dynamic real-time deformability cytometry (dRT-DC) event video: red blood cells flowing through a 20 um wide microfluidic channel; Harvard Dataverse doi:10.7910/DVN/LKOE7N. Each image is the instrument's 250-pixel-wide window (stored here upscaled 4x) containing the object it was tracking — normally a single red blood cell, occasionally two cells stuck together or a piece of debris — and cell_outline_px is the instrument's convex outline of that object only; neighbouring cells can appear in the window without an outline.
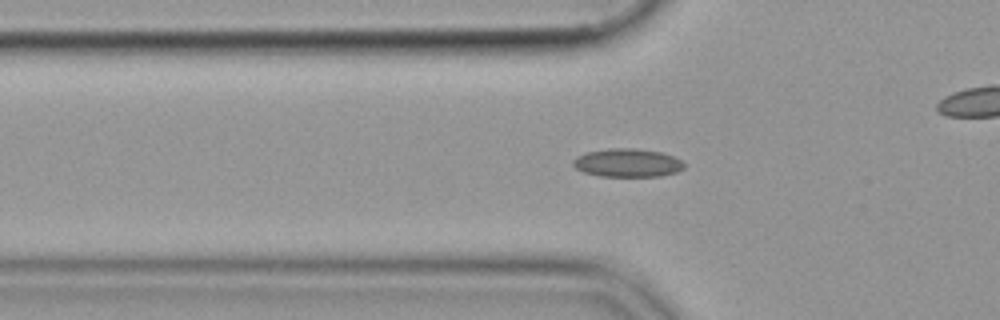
{"species": "common noctule bat (a hibernating species)", "species_latin": "Nyctalus noctula", "temperature_condition": "cold", "stored_images_in_passage": 55, "camera_frame_rate_fps": 3000, "um_per_image_px": 0.085, "animal": {"sex": "female", "body_mass_g": 19.9}, "frame": {"image": 1, "passage_image": 18, "time_ms": 5.667, "image_size_px": [1000, 320], "cell_outline_px": [[684, 168], [676, 172], [660, 176], [600, 176], [584, 172], [576, 168], [572, 164], [572, 160], [576, 156], [588, 152], [608, 148], [636, 148], [660, 152], [672, 156], [680, 160], [684, 164]], "centroid_in_image_um": [53.31, 13.83], "position_along_channel_um": 72.5, "area_um2": 18.26}}
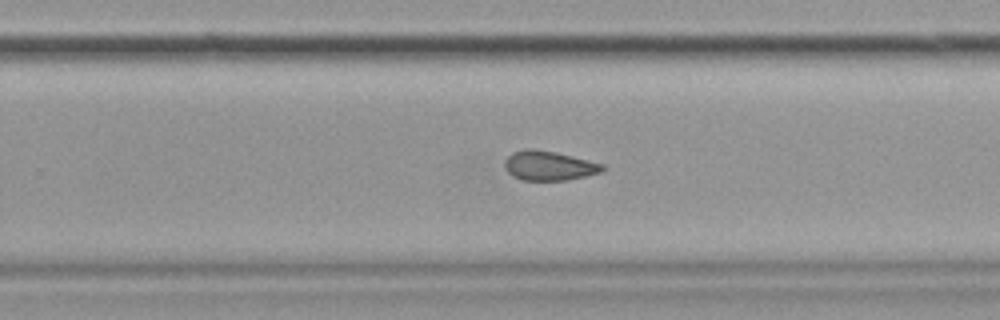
{"frame": {"image": 2, "passage_image": 35, "time_ms": 11.333, "image_size_px": [1000, 320], "cell_outline_px": [[604, 168], [600, 172], [568, 180], [520, 180], [512, 176], [504, 168], [504, 160], [512, 152], [528, 148], [532, 148], [556, 152], [604, 164]], "centroid_in_image_um": [46.61, 14.08], "position_along_channel_um": 283.2, "area_um2": 16.82}}
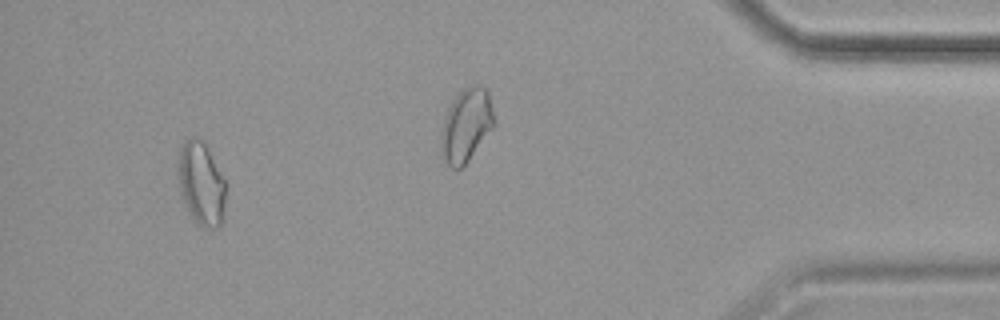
{"frame": {"image": 3, "passage_image": 51, "time_ms": 16.667, "image_size_px": [1000, 320], "cell_outline_px": [[228, 184], [224, 220], [216, 228], [204, 228], [188, 212], [180, 196], [176, 160], [180, 144], [188, 136], [196, 136], [204, 140]], "centroid_in_image_um": [17.11, 15.54], "position_along_channel_um": 418.1, "area_um2": 24.51}}